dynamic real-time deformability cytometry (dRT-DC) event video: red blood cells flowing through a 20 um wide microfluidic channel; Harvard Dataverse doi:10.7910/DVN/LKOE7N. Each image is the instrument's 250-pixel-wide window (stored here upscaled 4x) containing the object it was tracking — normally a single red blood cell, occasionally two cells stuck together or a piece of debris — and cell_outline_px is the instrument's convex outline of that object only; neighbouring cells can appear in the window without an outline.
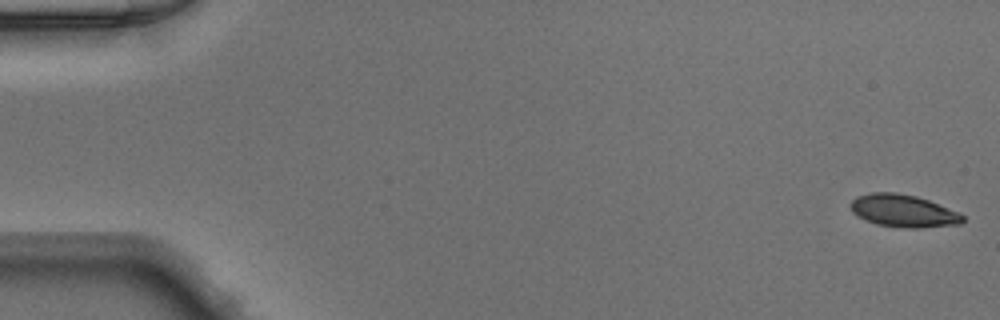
{"species": "Egyptian fruit bat (a non-hibernating species)", "species_latin": "Rousettus aegyptiacus", "temperature_condition": "warm", "stored_images_in_passage": 49, "camera_frame_rate_fps": 3000, "um_per_image_px": 0.085, "animal": {"sex": "male"}, "frame": {"image": 1, "passage_image": 1, "time_ms": 0.0, "image_size_px": [1000, 320], "cell_outline_px": [[964, 220], [960, 224], [920, 228], [908, 228], [876, 224], [852, 212], [852, 200], [860, 196], [872, 192], [896, 192], [916, 196], [928, 200], [960, 212], [964, 216]], "centroid_in_image_um": [76.85, 17.92], "position_along_channel_um": 8.2, "area_um2": 20.98}}
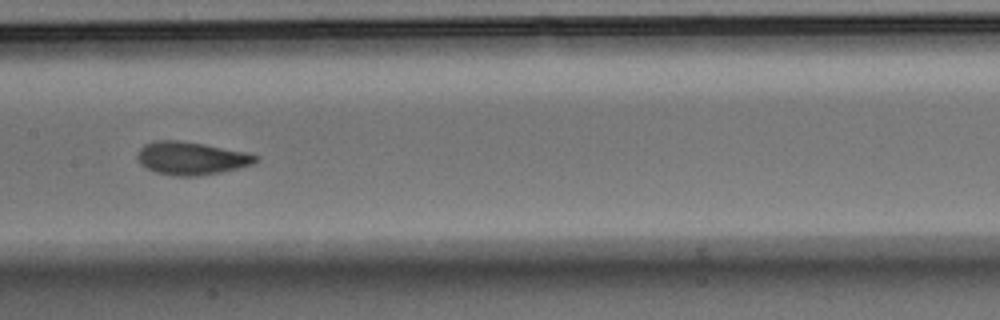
{"frame": {"image": 2, "passage_image": 25, "time_ms": 8.0, "image_size_px": [1000, 320], "cell_outline_px": [[260, 160], [256, 164], [220, 172], [196, 176], [172, 176], [156, 172], [140, 164], [136, 156], [136, 152], [144, 144], [156, 140], [180, 140], [204, 144], [248, 152], [260, 156]], "centroid_in_image_um": [16.29, 13.44], "position_along_channel_um": 191.1, "area_um2": 23.06}}
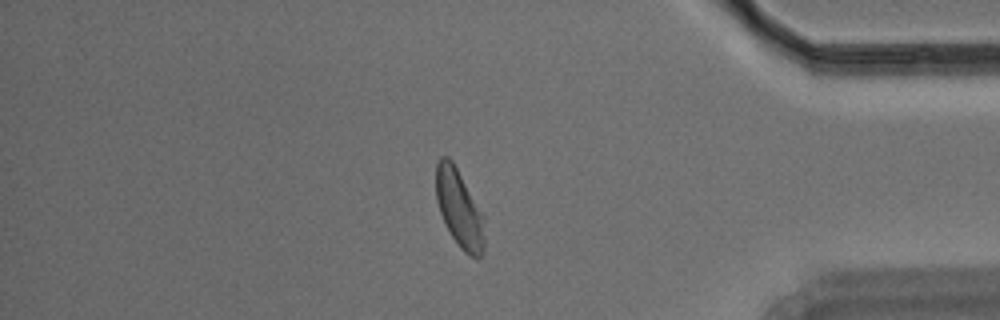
{"frame": {"image": 3, "passage_image": 42, "time_ms": 13.667, "image_size_px": [1000, 320], "cell_outline_px": [[484, 252], [476, 260], [468, 256], [460, 248], [452, 236], [440, 212], [436, 200], [436, 164], [440, 156], [448, 156], [452, 160], [484, 216]], "centroid_in_image_um": [39.05, 17.75], "position_along_channel_um": 396.2, "area_um2": 21.96}}